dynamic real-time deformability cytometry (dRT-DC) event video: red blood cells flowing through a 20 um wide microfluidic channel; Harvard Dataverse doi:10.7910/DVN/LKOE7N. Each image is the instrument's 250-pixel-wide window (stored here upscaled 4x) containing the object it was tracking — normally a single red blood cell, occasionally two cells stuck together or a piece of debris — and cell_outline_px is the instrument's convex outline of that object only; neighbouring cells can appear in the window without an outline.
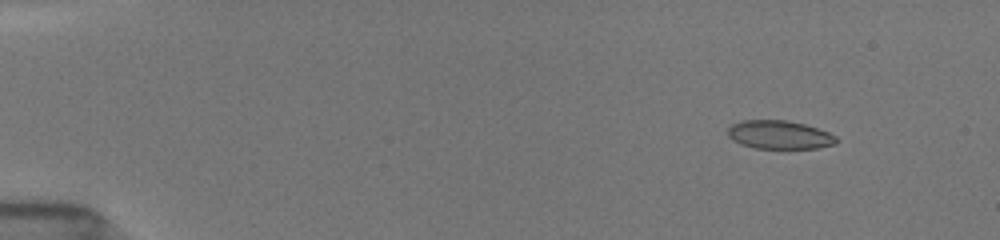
{"species": "common noctule bat (a hibernating species)", "species_latin": "Nyctalus noctula", "temperature_condition": "room temperature", "stored_images_in_passage": 53, "camera_frame_rate_fps": 3000, "um_per_image_px": 0.085, "animal": {"sex": "female", "body_mass_g": 19.5, "forearm_length_mm": 54.1}, "frame": {"image": 1, "passage_image": 6, "time_ms": 1.667, "image_size_px": [1000, 240], "cell_outline_px": [[840, 140], [836, 144], [816, 148], [756, 148], [740, 144], [732, 140], [728, 136], [728, 128], [732, 124], [740, 120], [788, 120], [804, 124], [828, 132], [836, 136]], "centroid_in_image_um": [66.25, 11.45], "position_along_channel_um": 18.8, "area_um2": 18.09}}
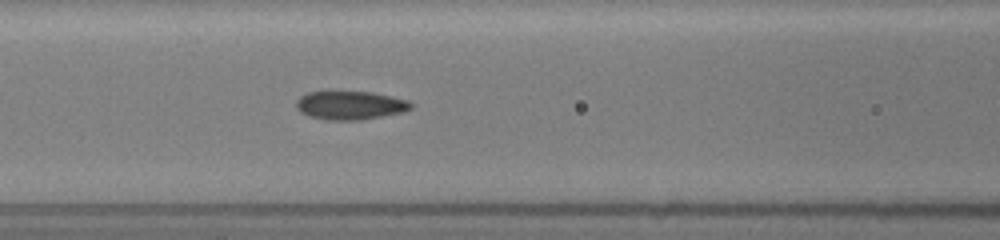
{"frame": {"image": 2, "passage_image": 24, "time_ms": 7.667, "image_size_px": [1000, 240], "cell_outline_px": [[412, 108], [404, 112], [360, 120], [328, 120], [308, 116], [300, 112], [296, 108], [296, 100], [300, 96], [308, 92], [372, 92], [392, 96], [408, 100], [412, 104]], "centroid_in_image_um": [29.76, 8.95], "position_along_channel_um": 136.8, "area_um2": 19.13}}
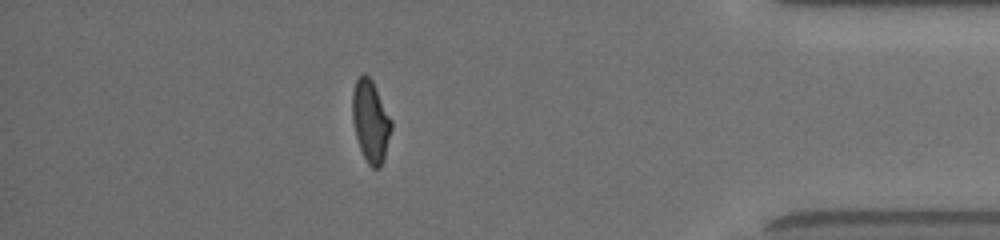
{"frame": {"image": 3, "passage_image": 47, "time_ms": 15.333, "image_size_px": [1000, 240], "cell_outline_px": [[392, 128], [384, 160], [380, 168], [372, 168], [368, 164], [360, 148], [356, 136], [352, 120], [352, 92], [356, 80], [364, 72], [372, 80], [392, 120]], "centroid_in_image_um": [31.5, 10.31], "position_along_channel_um": 403.7, "area_um2": 18.67}, "authors_computed_cell_mechanics": {"area_um2": 19.0162, "velocity_mm_per_s": 3.9352, "shape_relaxation_time_tau1_ms": 8.4944, "shape_relaxation_time_tau2_ms": 1.4574, "deformation_change_tau1": 0.1976, "deformation_change_tau2": 0.063}}